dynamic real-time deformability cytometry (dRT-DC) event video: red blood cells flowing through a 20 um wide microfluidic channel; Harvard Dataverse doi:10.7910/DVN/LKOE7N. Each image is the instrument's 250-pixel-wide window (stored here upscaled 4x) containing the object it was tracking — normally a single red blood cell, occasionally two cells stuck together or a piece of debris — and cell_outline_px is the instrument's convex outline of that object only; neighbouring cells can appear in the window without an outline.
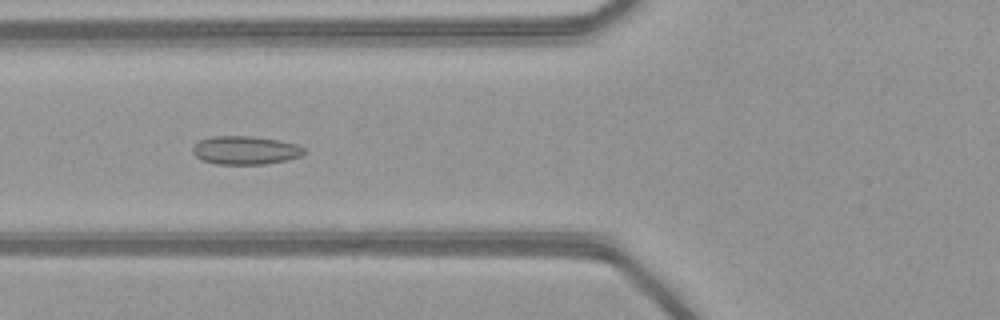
{"species": "common noctule bat (a hibernating species)", "species_latin": "Nyctalus noctula", "temperature_condition": "warm", "stored_images_in_passage": 50, "camera_frame_rate_fps": 3000, "um_per_image_px": 0.085, "animal": {"sex": "female", "body_mass_g": 21.9}, "frame": {"image": 1, "passage_image": 20, "time_ms": 6.333, "image_size_px": [1000, 320], "cell_outline_px": [[304, 152], [300, 156], [288, 160], [264, 164], [216, 164], [204, 160], [196, 156], [192, 152], [192, 148], [200, 140], [212, 136], [252, 136], [280, 140], [296, 144], [304, 148]], "centroid_in_image_um": [20.86, 12.77], "position_along_channel_um": 104.9, "area_um2": 18.38}}
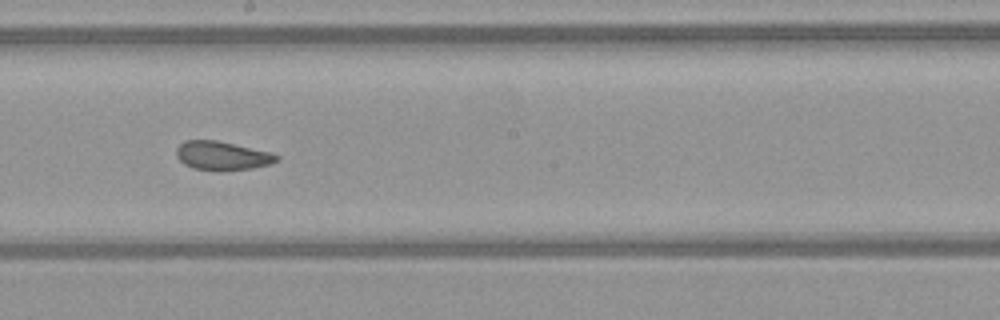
{"frame": {"image": 2, "passage_image": 29, "time_ms": 9.333, "image_size_px": [1000, 320], "cell_outline_px": [[280, 156], [272, 164], [252, 168], [220, 172], [192, 168], [184, 164], [176, 156], [176, 148], [184, 140], [216, 140], [272, 152]], "centroid_in_image_um": [18.88, 13.25], "position_along_channel_um": 229.3, "area_um2": 17.11}}
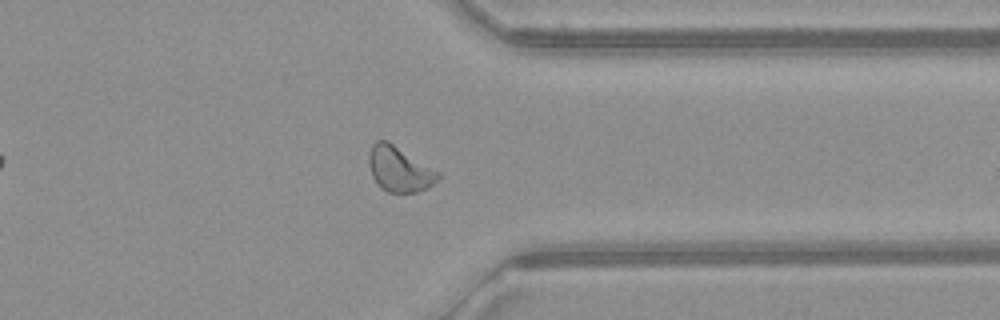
{"frame": {"image": 3, "passage_image": 40, "time_ms": 13.0, "image_size_px": [1000, 320], "cell_outline_px": [[440, 176], [428, 188], [416, 192], [388, 192], [372, 176], [368, 164], [368, 156], [372, 144], [376, 140], [388, 140], [440, 172]], "centroid_in_image_um": [33.94, 14.34], "position_along_channel_um": 377.5, "area_um2": 18.09}, "authors_computed_cell_mechanics": {"area_um2": 18.3226, "velocity_mm_per_s": 4.1264, "shape_relaxation_time_tau1_ms": null, "shape_relaxation_time_tau2_ms": 1.3282, "deformation_change_tau1": null, "deformation_change_tau2": 0.0816}}